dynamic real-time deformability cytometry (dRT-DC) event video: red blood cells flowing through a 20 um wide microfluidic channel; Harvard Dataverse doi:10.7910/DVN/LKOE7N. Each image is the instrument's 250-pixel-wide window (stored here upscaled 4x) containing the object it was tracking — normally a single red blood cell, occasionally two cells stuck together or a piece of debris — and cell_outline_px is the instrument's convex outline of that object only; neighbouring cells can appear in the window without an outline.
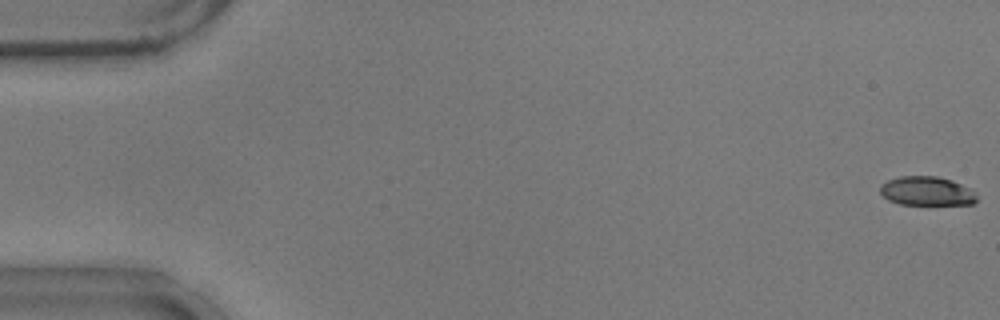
{"species": "common noctule bat (a hibernating species)", "species_latin": "Nyctalus noctula", "temperature_condition": "warm", "stored_images_in_passage": 55, "camera_frame_rate_fps": 3000, "um_per_image_px": 0.085, "animal": {"sex": "male", "body_mass_g": 17.9}, "frame": {"image": 1, "passage_image": 1, "time_ms": 0.0, "image_size_px": [1000, 320], "cell_outline_px": [[976, 200], [972, 204], [900, 204], [888, 200], [880, 192], [880, 184], [888, 180], [900, 176], [936, 176], [952, 180], [972, 188], [976, 192]], "centroid_in_image_um": [78.79, 16.23], "position_along_channel_um": 6.2, "area_um2": 16.42}}
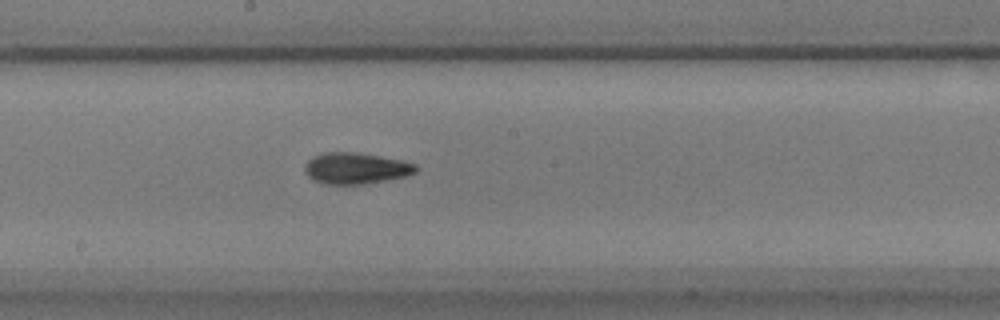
{"frame": {"image": 2, "passage_image": 30, "time_ms": 9.667, "image_size_px": [1000, 320], "cell_outline_px": [[420, 168], [416, 172], [404, 176], [364, 184], [324, 184], [312, 180], [304, 172], [304, 168], [308, 160], [312, 156], [324, 152], [356, 152], [400, 160], [416, 164]], "centroid_in_image_um": [30.21, 14.3], "position_along_channel_um": 218.0, "area_um2": 20.23}}
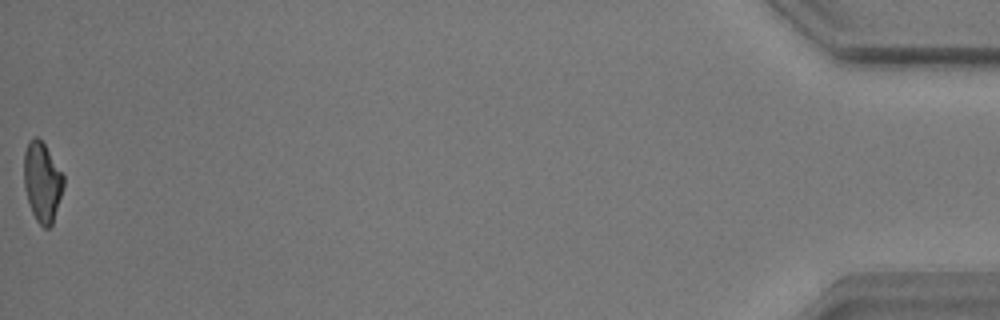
{"frame": {"image": 3, "passage_image": 55, "time_ms": 18.0, "image_size_px": [1000, 320], "cell_outline_px": [[64, 184], [52, 224], [48, 228], [44, 228], [36, 220], [32, 212], [24, 188], [24, 152], [28, 140], [36, 136], [44, 144], [64, 176]], "centroid_in_image_um": [3.57, 15.46], "position_along_channel_um": 431.6, "area_um2": 18.15}, "authors_computed_cell_mechanics": {"area_um2": 19.0162, "velocity_mm_per_s": 3.7428, "shape_relaxation_time_tau1_ms": 7.7987, "shape_relaxation_time_tau2_ms": 2.1657, "deformation_change_tau1": 0.1919, "deformation_change_tau2": 0.094}}